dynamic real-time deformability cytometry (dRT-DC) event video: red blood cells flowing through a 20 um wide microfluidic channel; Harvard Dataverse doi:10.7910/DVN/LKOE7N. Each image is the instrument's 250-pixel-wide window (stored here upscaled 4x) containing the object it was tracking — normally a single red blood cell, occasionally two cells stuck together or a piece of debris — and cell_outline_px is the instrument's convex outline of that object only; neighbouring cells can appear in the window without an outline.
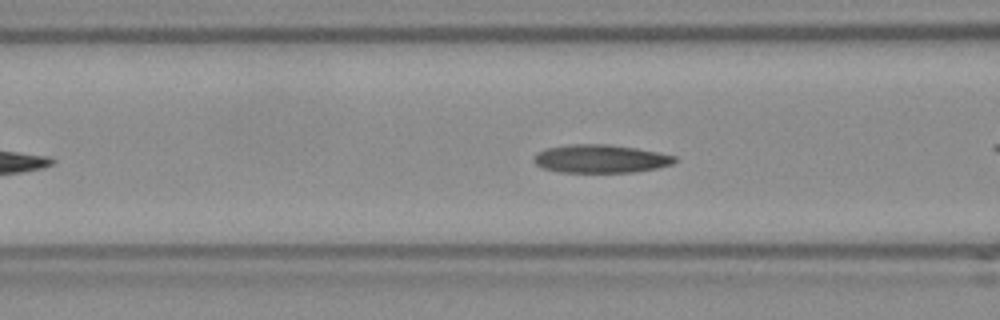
{"species": "Egyptian fruit bat (a non-hibernating species)", "species_latin": "Rousettus aegyptiacus", "temperature_condition": "room temperature", "stored_images_in_passage": 38, "camera_frame_rate_fps": 3000, "um_per_image_px": 0.085, "frame": {"image": 1, "passage_image": 12, "time_ms": 3.667, "image_size_px": [1000, 320], "cell_outline_px": [[676, 160], [672, 164], [656, 168], [636, 172], [560, 172], [544, 168], [536, 164], [532, 160], [532, 156], [536, 152], [544, 148], [568, 144], [608, 144], [636, 148], [676, 156]], "centroid_in_image_um": [50.99, 13.49], "position_along_channel_um": 115.6, "area_um2": 23.29}, "authors_computed_cell_mechanics": {"area_um2": 22.8888, "velocity_mm_per_s": 3.8435, "shape_relaxation_time_tau1_ms": null, "shape_relaxation_time_tau2_ms": 3.9644, "deformation_change_tau1": null, "deformation_change_tau2": 0.1224}}